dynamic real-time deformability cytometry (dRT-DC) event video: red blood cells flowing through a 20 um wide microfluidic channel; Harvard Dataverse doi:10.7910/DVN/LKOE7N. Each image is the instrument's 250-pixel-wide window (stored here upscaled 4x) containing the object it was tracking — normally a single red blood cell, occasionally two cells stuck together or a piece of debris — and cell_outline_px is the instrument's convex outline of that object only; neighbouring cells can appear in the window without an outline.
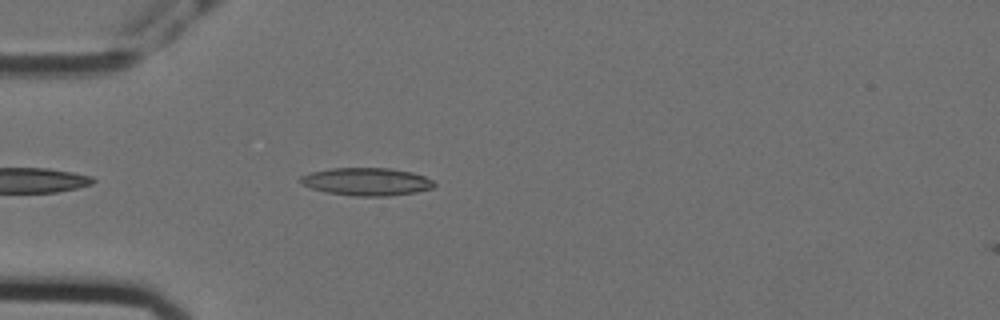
{"species": "Egyptian fruit bat (a non-hibernating species)", "species_latin": "Rousettus aegyptiacus", "temperature_condition": "cold", "stored_images_in_passage": 5, "camera_frame_rate_fps": 3000, "um_per_image_px": 0.085, "animal": {"sex": "female"}, "frame": {"image": 1, "passage_image": 4, "time_ms": 1.0, "image_size_px": [1000, 320], "cell_outline_px": [[436, 184], [432, 188], [416, 192], [388, 196], [356, 196], [324, 192], [300, 184], [300, 176], [312, 172], [332, 168], [388, 168], [412, 172], [424, 176], [432, 180]], "centroid_in_image_um": [31.15, 15.44], "position_along_channel_um": 53.8, "area_um2": 21.62}}